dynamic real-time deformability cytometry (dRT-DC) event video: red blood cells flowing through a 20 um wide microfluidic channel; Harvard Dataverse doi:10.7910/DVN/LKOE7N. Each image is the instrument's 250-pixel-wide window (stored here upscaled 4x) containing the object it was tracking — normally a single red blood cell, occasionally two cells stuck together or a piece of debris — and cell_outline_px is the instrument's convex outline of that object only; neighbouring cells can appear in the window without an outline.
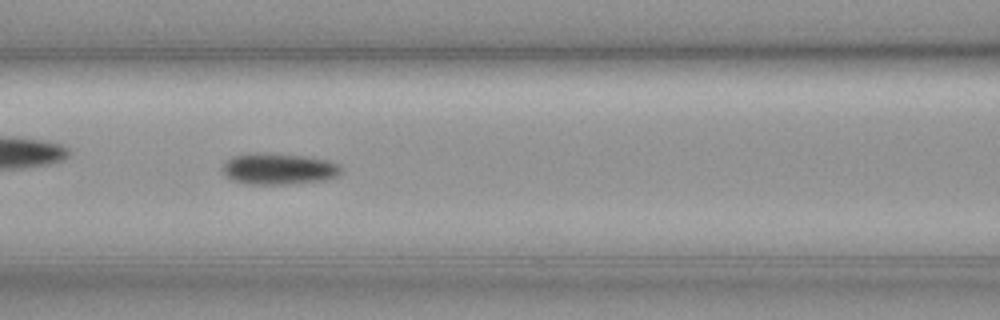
{"species": "common noctule bat (a hibernating species)", "species_latin": "Nyctalus noctula", "temperature_condition": "cold", "stored_images_in_passage": 59, "camera_frame_rate_fps": 3000, "um_per_image_px": 0.085, "animal": {"sex": "female", "body_mass_g": 19.3, "forearm_length_mm": 54.1}, "frame": {"image": 1, "passage_image": 26, "time_ms": 8.333, "image_size_px": [1000, 320], "cell_outline_px": [[340, 176], [328, 180], [292, 184], [244, 184], [232, 180], [224, 176], [224, 164], [232, 156], [300, 156], [328, 160], [340, 164]], "centroid_in_image_um": [23.77, 14.43], "position_along_channel_um": 142.8, "area_um2": 20.75}}
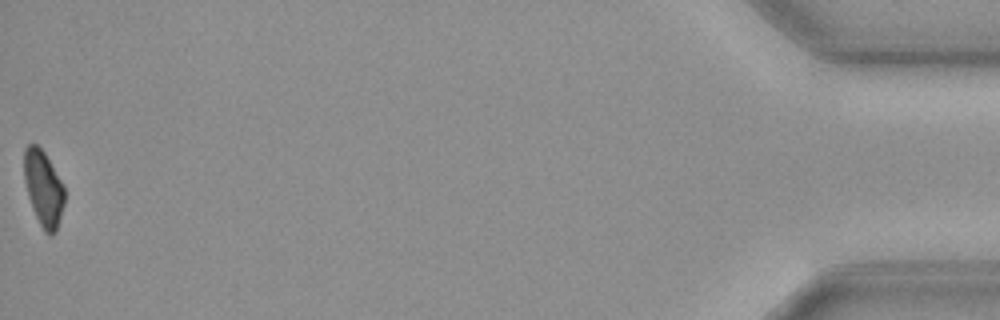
{"frame": {"image": 2, "passage_image": 59, "time_ms": 19.333, "image_size_px": [1000, 320], "cell_outline_px": [[64, 204], [56, 232], [52, 236], [48, 236], [44, 232], [32, 208], [28, 196], [24, 180], [24, 148], [28, 144], [36, 144], [44, 152], [60, 180], [64, 188]], "centroid_in_image_um": [3.68, 16.04], "position_along_channel_um": 431.5, "area_um2": 17.69}, "authors_computed_cell_mechanics": {"area_um2": 19.5942, "velocity_mm_per_s": 3.5683, "shape_relaxation_time_tau1_ms": 4.3399, "shape_relaxation_time_tau2_ms": null, "deformation_change_tau1": 0.0806, "deformation_change_tau2": null}}